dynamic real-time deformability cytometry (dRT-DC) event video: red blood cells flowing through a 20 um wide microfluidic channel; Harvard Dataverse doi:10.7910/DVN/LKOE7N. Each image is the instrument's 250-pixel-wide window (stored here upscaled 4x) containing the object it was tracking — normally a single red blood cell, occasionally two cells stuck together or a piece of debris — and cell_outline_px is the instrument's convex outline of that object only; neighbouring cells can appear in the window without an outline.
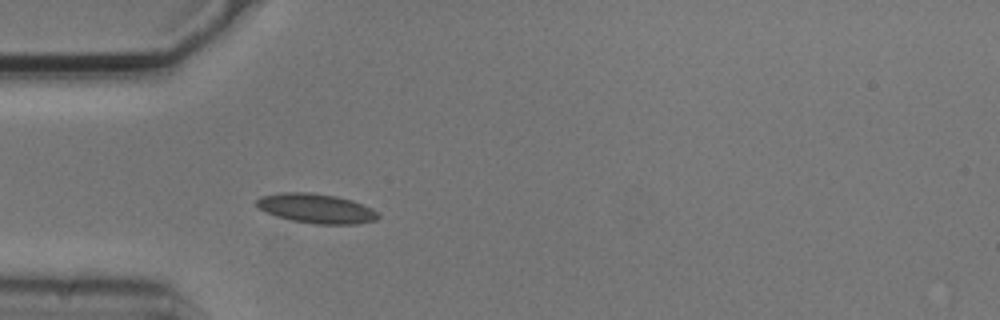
{"species": "common noctule bat (a hibernating species)", "species_latin": "Nyctalus noctula", "temperature_condition": "cold", "stored_images_in_passage": 1, "camera_frame_rate_fps": 3000, "um_per_image_px": 0.085, "animal": {"sex": "male", "body_mass_g": 20.5, "forearm_length_mm": 52.5}, "frame": {"image": 1, "passage_image": 1, "time_ms": 0.0, "image_size_px": [1000, 320], "cell_outline_px": [[380, 216], [376, 220], [356, 224], [316, 224], [292, 220], [276, 216], [260, 208], [256, 204], [256, 200], [260, 196], [280, 192], [312, 192], [336, 196], [352, 200], [372, 208]], "centroid_in_image_um": [26.89, 17.71], "position_along_channel_um": 58.1, "area_um2": 20.87}}